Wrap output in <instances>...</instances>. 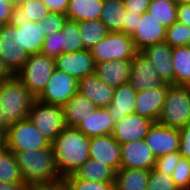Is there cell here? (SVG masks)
I'll use <instances>...</instances> for the list:
<instances>
[{
	"mask_svg": "<svg viewBox=\"0 0 190 190\" xmlns=\"http://www.w3.org/2000/svg\"><path fill=\"white\" fill-rule=\"evenodd\" d=\"M90 138L75 127H65L51 142L62 178L74 174L89 158Z\"/></svg>",
	"mask_w": 190,
	"mask_h": 190,
	"instance_id": "obj_1",
	"label": "cell"
},
{
	"mask_svg": "<svg viewBox=\"0 0 190 190\" xmlns=\"http://www.w3.org/2000/svg\"><path fill=\"white\" fill-rule=\"evenodd\" d=\"M13 153L24 183H50L63 179L57 169L52 146Z\"/></svg>",
	"mask_w": 190,
	"mask_h": 190,
	"instance_id": "obj_2",
	"label": "cell"
},
{
	"mask_svg": "<svg viewBox=\"0 0 190 190\" xmlns=\"http://www.w3.org/2000/svg\"><path fill=\"white\" fill-rule=\"evenodd\" d=\"M35 99L16 75L0 83L2 116L8 125L28 118Z\"/></svg>",
	"mask_w": 190,
	"mask_h": 190,
	"instance_id": "obj_3",
	"label": "cell"
},
{
	"mask_svg": "<svg viewBox=\"0 0 190 190\" xmlns=\"http://www.w3.org/2000/svg\"><path fill=\"white\" fill-rule=\"evenodd\" d=\"M190 122V86L170 85L156 123L182 128Z\"/></svg>",
	"mask_w": 190,
	"mask_h": 190,
	"instance_id": "obj_4",
	"label": "cell"
},
{
	"mask_svg": "<svg viewBox=\"0 0 190 190\" xmlns=\"http://www.w3.org/2000/svg\"><path fill=\"white\" fill-rule=\"evenodd\" d=\"M55 68V58L41 53L31 54L16 76L37 98L49 82Z\"/></svg>",
	"mask_w": 190,
	"mask_h": 190,
	"instance_id": "obj_5",
	"label": "cell"
},
{
	"mask_svg": "<svg viewBox=\"0 0 190 190\" xmlns=\"http://www.w3.org/2000/svg\"><path fill=\"white\" fill-rule=\"evenodd\" d=\"M95 64L111 60H132L137 53L131 35L109 32L90 49Z\"/></svg>",
	"mask_w": 190,
	"mask_h": 190,
	"instance_id": "obj_6",
	"label": "cell"
},
{
	"mask_svg": "<svg viewBox=\"0 0 190 190\" xmlns=\"http://www.w3.org/2000/svg\"><path fill=\"white\" fill-rule=\"evenodd\" d=\"M50 146L51 142L39 132L29 118L14 122L8 126L6 149L11 152L39 150Z\"/></svg>",
	"mask_w": 190,
	"mask_h": 190,
	"instance_id": "obj_7",
	"label": "cell"
},
{
	"mask_svg": "<svg viewBox=\"0 0 190 190\" xmlns=\"http://www.w3.org/2000/svg\"><path fill=\"white\" fill-rule=\"evenodd\" d=\"M79 22L66 19L62 30L46 36L41 54L56 58L62 53L85 50L80 36Z\"/></svg>",
	"mask_w": 190,
	"mask_h": 190,
	"instance_id": "obj_8",
	"label": "cell"
},
{
	"mask_svg": "<svg viewBox=\"0 0 190 190\" xmlns=\"http://www.w3.org/2000/svg\"><path fill=\"white\" fill-rule=\"evenodd\" d=\"M28 118L50 142L66 127L62 106L46 104L37 99L31 106Z\"/></svg>",
	"mask_w": 190,
	"mask_h": 190,
	"instance_id": "obj_9",
	"label": "cell"
},
{
	"mask_svg": "<svg viewBox=\"0 0 190 190\" xmlns=\"http://www.w3.org/2000/svg\"><path fill=\"white\" fill-rule=\"evenodd\" d=\"M17 28L11 22L0 27V58L12 75H16L25 64L29 53L17 43Z\"/></svg>",
	"mask_w": 190,
	"mask_h": 190,
	"instance_id": "obj_10",
	"label": "cell"
},
{
	"mask_svg": "<svg viewBox=\"0 0 190 190\" xmlns=\"http://www.w3.org/2000/svg\"><path fill=\"white\" fill-rule=\"evenodd\" d=\"M77 91L78 81L55 68L49 82L36 99L46 104L63 107Z\"/></svg>",
	"mask_w": 190,
	"mask_h": 190,
	"instance_id": "obj_11",
	"label": "cell"
},
{
	"mask_svg": "<svg viewBox=\"0 0 190 190\" xmlns=\"http://www.w3.org/2000/svg\"><path fill=\"white\" fill-rule=\"evenodd\" d=\"M181 133L178 128H172L158 123H153L145 136V142L151 149L153 155H166L179 151Z\"/></svg>",
	"mask_w": 190,
	"mask_h": 190,
	"instance_id": "obj_12",
	"label": "cell"
},
{
	"mask_svg": "<svg viewBox=\"0 0 190 190\" xmlns=\"http://www.w3.org/2000/svg\"><path fill=\"white\" fill-rule=\"evenodd\" d=\"M128 83L137 92L160 88L165 84L142 52H137L131 60V73Z\"/></svg>",
	"mask_w": 190,
	"mask_h": 190,
	"instance_id": "obj_13",
	"label": "cell"
},
{
	"mask_svg": "<svg viewBox=\"0 0 190 190\" xmlns=\"http://www.w3.org/2000/svg\"><path fill=\"white\" fill-rule=\"evenodd\" d=\"M56 69L63 71L77 81L95 73L96 64L90 50L62 53L55 58Z\"/></svg>",
	"mask_w": 190,
	"mask_h": 190,
	"instance_id": "obj_14",
	"label": "cell"
},
{
	"mask_svg": "<svg viewBox=\"0 0 190 190\" xmlns=\"http://www.w3.org/2000/svg\"><path fill=\"white\" fill-rule=\"evenodd\" d=\"M89 156L117 172L121 165V144L112 134L91 137Z\"/></svg>",
	"mask_w": 190,
	"mask_h": 190,
	"instance_id": "obj_15",
	"label": "cell"
},
{
	"mask_svg": "<svg viewBox=\"0 0 190 190\" xmlns=\"http://www.w3.org/2000/svg\"><path fill=\"white\" fill-rule=\"evenodd\" d=\"M156 157L145 140H134L121 144L120 168L151 170L154 168Z\"/></svg>",
	"mask_w": 190,
	"mask_h": 190,
	"instance_id": "obj_16",
	"label": "cell"
},
{
	"mask_svg": "<svg viewBox=\"0 0 190 190\" xmlns=\"http://www.w3.org/2000/svg\"><path fill=\"white\" fill-rule=\"evenodd\" d=\"M165 37L166 27L150 17L148 12L141 15L137 28L131 35L137 52H141L148 46L165 42Z\"/></svg>",
	"mask_w": 190,
	"mask_h": 190,
	"instance_id": "obj_17",
	"label": "cell"
},
{
	"mask_svg": "<svg viewBox=\"0 0 190 190\" xmlns=\"http://www.w3.org/2000/svg\"><path fill=\"white\" fill-rule=\"evenodd\" d=\"M13 23L17 28V44L31 54L41 53L44 40L46 38L45 30L42 27V21L31 22L24 19H14Z\"/></svg>",
	"mask_w": 190,
	"mask_h": 190,
	"instance_id": "obj_18",
	"label": "cell"
},
{
	"mask_svg": "<svg viewBox=\"0 0 190 190\" xmlns=\"http://www.w3.org/2000/svg\"><path fill=\"white\" fill-rule=\"evenodd\" d=\"M173 48L166 42L148 46L141 52L154 66L160 79L169 85H175V73L171 62Z\"/></svg>",
	"mask_w": 190,
	"mask_h": 190,
	"instance_id": "obj_19",
	"label": "cell"
},
{
	"mask_svg": "<svg viewBox=\"0 0 190 190\" xmlns=\"http://www.w3.org/2000/svg\"><path fill=\"white\" fill-rule=\"evenodd\" d=\"M154 122L135 113L126 115L120 122L115 123L113 137L124 144L134 140L145 139L149 128Z\"/></svg>",
	"mask_w": 190,
	"mask_h": 190,
	"instance_id": "obj_20",
	"label": "cell"
},
{
	"mask_svg": "<svg viewBox=\"0 0 190 190\" xmlns=\"http://www.w3.org/2000/svg\"><path fill=\"white\" fill-rule=\"evenodd\" d=\"M169 86V84H164L160 88L139 91L135 99L134 113L155 123L163 107Z\"/></svg>",
	"mask_w": 190,
	"mask_h": 190,
	"instance_id": "obj_21",
	"label": "cell"
},
{
	"mask_svg": "<svg viewBox=\"0 0 190 190\" xmlns=\"http://www.w3.org/2000/svg\"><path fill=\"white\" fill-rule=\"evenodd\" d=\"M78 92L85 95L95 106L108 107L115 88L107 85L94 73L78 81Z\"/></svg>",
	"mask_w": 190,
	"mask_h": 190,
	"instance_id": "obj_22",
	"label": "cell"
},
{
	"mask_svg": "<svg viewBox=\"0 0 190 190\" xmlns=\"http://www.w3.org/2000/svg\"><path fill=\"white\" fill-rule=\"evenodd\" d=\"M115 123L107 107H97L76 127L85 136L91 138L113 134Z\"/></svg>",
	"mask_w": 190,
	"mask_h": 190,
	"instance_id": "obj_23",
	"label": "cell"
},
{
	"mask_svg": "<svg viewBox=\"0 0 190 190\" xmlns=\"http://www.w3.org/2000/svg\"><path fill=\"white\" fill-rule=\"evenodd\" d=\"M131 60H111L96 64L95 74L113 88L129 81Z\"/></svg>",
	"mask_w": 190,
	"mask_h": 190,
	"instance_id": "obj_24",
	"label": "cell"
},
{
	"mask_svg": "<svg viewBox=\"0 0 190 190\" xmlns=\"http://www.w3.org/2000/svg\"><path fill=\"white\" fill-rule=\"evenodd\" d=\"M137 91L127 82L115 88L111 104L107 107L114 123L135 112Z\"/></svg>",
	"mask_w": 190,
	"mask_h": 190,
	"instance_id": "obj_25",
	"label": "cell"
},
{
	"mask_svg": "<svg viewBox=\"0 0 190 190\" xmlns=\"http://www.w3.org/2000/svg\"><path fill=\"white\" fill-rule=\"evenodd\" d=\"M97 108L85 95L76 92L63 106L66 127L78 124Z\"/></svg>",
	"mask_w": 190,
	"mask_h": 190,
	"instance_id": "obj_26",
	"label": "cell"
},
{
	"mask_svg": "<svg viewBox=\"0 0 190 190\" xmlns=\"http://www.w3.org/2000/svg\"><path fill=\"white\" fill-rule=\"evenodd\" d=\"M103 0H69L65 13L67 19L77 22L101 18Z\"/></svg>",
	"mask_w": 190,
	"mask_h": 190,
	"instance_id": "obj_27",
	"label": "cell"
},
{
	"mask_svg": "<svg viewBox=\"0 0 190 190\" xmlns=\"http://www.w3.org/2000/svg\"><path fill=\"white\" fill-rule=\"evenodd\" d=\"M149 170L120 168L115 172V190H147Z\"/></svg>",
	"mask_w": 190,
	"mask_h": 190,
	"instance_id": "obj_28",
	"label": "cell"
},
{
	"mask_svg": "<svg viewBox=\"0 0 190 190\" xmlns=\"http://www.w3.org/2000/svg\"><path fill=\"white\" fill-rule=\"evenodd\" d=\"M125 11L123 0H103L100 20L108 32H123Z\"/></svg>",
	"mask_w": 190,
	"mask_h": 190,
	"instance_id": "obj_29",
	"label": "cell"
},
{
	"mask_svg": "<svg viewBox=\"0 0 190 190\" xmlns=\"http://www.w3.org/2000/svg\"><path fill=\"white\" fill-rule=\"evenodd\" d=\"M77 178L96 181L114 182L115 171L97 160L89 158L78 170L74 172Z\"/></svg>",
	"mask_w": 190,
	"mask_h": 190,
	"instance_id": "obj_30",
	"label": "cell"
},
{
	"mask_svg": "<svg viewBox=\"0 0 190 190\" xmlns=\"http://www.w3.org/2000/svg\"><path fill=\"white\" fill-rule=\"evenodd\" d=\"M171 62L175 73V85L190 86V47H174Z\"/></svg>",
	"mask_w": 190,
	"mask_h": 190,
	"instance_id": "obj_31",
	"label": "cell"
},
{
	"mask_svg": "<svg viewBox=\"0 0 190 190\" xmlns=\"http://www.w3.org/2000/svg\"><path fill=\"white\" fill-rule=\"evenodd\" d=\"M147 12L166 28L177 22V5L173 0H151Z\"/></svg>",
	"mask_w": 190,
	"mask_h": 190,
	"instance_id": "obj_32",
	"label": "cell"
},
{
	"mask_svg": "<svg viewBox=\"0 0 190 190\" xmlns=\"http://www.w3.org/2000/svg\"><path fill=\"white\" fill-rule=\"evenodd\" d=\"M79 29L86 50H90L109 33L100 19L79 22Z\"/></svg>",
	"mask_w": 190,
	"mask_h": 190,
	"instance_id": "obj_33",
	"label": "cell"
},
{
	"mask_svg": "<svg viewBox=\"0 0 190 190\" xmlns=\"http://www.w3.org/2000/svg\"><path fill=\"white\" fill-rule=\"evenodd\" d=\"M0 182L24 183L14 153L8 149L0 154Z\"/></svg>",
	"mask_w": 190,
	"mask_h": 190,
	"instance_id": "obj_34",
	"label": "cell"
},
{
	"mask_svg": "<svg viewBox=\"0 0 190 190\" xmlns=\"http://www.w3.org/2000/svg\"><path fill=\"white\" fill-rule=\"evenodd\" d=\"M48 13V8L41 0H25L16 7L15 19L39 22Z\"/></svg>",
	"mask_w": 190,
	"mask_h": 190,
	"instance_id": "obj_35",
	"label": "cell"
},
{
	"mask_svg": "<svg viewBox=\"0 0 190 190\" xmlns=\"http://www.w3.org/2000/svg\"><path fill=\"white\" fill-rule=\"evenodd\" d=\"M190 39V28L180 22H174L166 28L165 42L172 48L177 46H186Z\"/></svg>",
	"mask_w": 190,
	"mask_h": 190,
	"instance_id": "obj_36",
	"label": "cell"
},
{
	"mask_svg": "<svg viewBox=\"0 0 190 190\" xmlns=\"http://www.w3.org/2000/svg\"><path fill=\"white\" fill-rule=\"evenodd\" d=\"M63 180L72 190H115L114 182H96L77 178L74 174L68 175Z\"/></svg>",
	"mask_w": 190,
	"mask_h": 190,
	"instance_id": "obj_37",
	"label": "cell"
},
{
	"mask_svg": "<svg viewBox=\"0 0 190 190\" xmlns=\"http://www.w3.org/2000/svg\"><path fill=\"white\" fill-rule=\"evenodd\" d=\"M147 190H179L171 175L152 168L149 171Z\"/></svg>",
	"mask_w": 190,
	"mask_h": 190,
	"instance_id": "obj_38",
	"label": "cell"
},
{
	"mask_svg": "<svg viewBox=\"0 0 190 190\" xmlns=\"http://www.w3.org/2000/svg\"><path fill=\"white\" fill-rule=\"evenodd\" d=\"M171 176L179 190H190V160L181 157Z\"/></svg>",
	"mask_w": 190,
	"mask_h": 190,
	"instance_id": "obj_39",
	"label": "cell"
},
{
	"mask_svg": "<svg viewBox=\"0 0 190 190\" xmlns=\"http://www.w3.org/2000/svg\"><path fill=\"white\" fill-rule=\"evenodd\" d=\"M66 19L67 16L64 13L49 11V13L41 19L45 35L50 36L62 30Z\"/></svg>",
	"mask_w": 190,
	"mask_h": 190,
	"instance_id": "obj_40",
	"label": "cell"
},
{
	"mask_svg": "<svg viewBox=\"0 0 190 190\" xmlns=\"http://www.w3.org/2000/svg\"><path fill=\"white\" fill-rule=\"evenodd\" d=\"M182 155L179 151L171 152L166 155L156 158L154 168L158 171H162L168 175H172L173 169L176 168Z\"/></svg>",
	"mask_w": 190,
	"mask_h": 190,
	"instance_id": "obj_41",
	"label": "cell"
},
{
	"mask_svg": "<svg viewBox=\"0 0 190 190\" xmlns=\"http://www.w3.org/2000/svg\"><path fill=\"white\" fill-rule=\"evenodd\" d=\"M16 7L11 0H0V27L13 22Z\"/></svg>",
	"mask_w": 190,
	"mask_h": 190,
	"instance_id": "obj_42",
	"label": "cell"
},
{
	"mask_svg": "<svg viewBox=\"0 0 190 190\" xmlns=\"http://www.w3.org/2000/svg\"><path fill=\"white\" fill-rule=\"evenodd\" d=\"M179 130L181 133L179 153L190 160V122Z\"/></svg>",
	"mask_w": 190,
	"mask_h": 190,
	"instance_id": "obj_43",
	"label": "cell"
},
{
	"mask_svg": "<svg viewBox=\"0 0 190 190\" xmlns=\"http://www.w3.org/2000/svg\"><path fill=\"white\" fill-rule=\"evenodd\" d=\"M142 14L126 10L124 13L123 32L132 35L137 28V23L141 19Z\"/></svg>",
	"mask_w": 190,
	"mask_h": 190,
	"instance_id": "obj_44",
	"label": "cell"
},
{
	"mask_svg": "<svg viewBox=\"0 0 190 190\" xmlns=\"http://www.w3.org/2000/svg\"><path fill=\"white\" fill-rule=\"evenodd\" d=\"M125 10L138 14L146 13L151 0H123Z\"/></svg>",
	"mask_w": 190,
	"mask_h": 190,
	"instance_id": "obj_45",
	"label": "cell"
},
{
	"mask_svg": "<svg viewBox=\"0 0 190 190\" xmlns=\"http://www.w3.org/2000/svg\"><path fill=\"white\" fill-rule=\"evenodd\" d=\"M52 12L66 13L69 0H41Z\"/></svg>",
	"mask_w": 190,
	"mask_h": 190,
	"instance_id": "obj_46",
	"label": "cell"
},
{
	"mask_svg": "<svg viewBox=\"0 0 190 190\" xmlns=\"http://www.w3.org/2000/svg\"><path fill=\"white\" fill-rule=\"evenodd\" d=\"M177 21L190 28V3L177 5Z\"/></svg>",
	"mask_w": 190,
	"mask_h": 190,
	"instance_id": "obj_47",
	"label": "cell"
},
{
	"mask_svg": "<svg viewBox=\"0 0 190 190\" xmlns=\"http://www.w3.org/2000/svg\"><path fill=\"white\" fill-rule=\"evenodd\" d=\"M27 190H55V181L50 183L27 184Z\"/></svg>",
	"mask_w": 190,
	"mask_h": 190,
	"instance_id": "obj_48",
	"label": "cell"
},
{
	"mask_svg": "<svg viewBox=\"0 0 190 190\" xmlns=\"http://www.w3.org/2000/svg\"><path fill=\"white\" fill-rule=\"evenodd\" d=\"M0 190H27V184L0 182Z\"/></svg>",
	"mask_w": 190,
	"mask_h": 190,
	"instance_id": "obj_49",
	"label": "cell"
},
{
	"mask_svg": "<svg viewBox=\"0 0 190 190\" xmlns=\"http://www.w3.org/2000/svg\"><path fill=\"white\" fill-rule=\"evenodd\" d=\"M13 75L6 68L4 61L0 58V83L10 79Z\"/></svg>",
	"mask_w": 190,
	"mask_h": 190,
	"instance_id": "obj_50",
	"label": "cell"
},
{
	"mask_svg": "<svg viewBox=\"0 0 190 190\" xmlns=\"http://www.w3.org/2000/svg\"><path fill=\"white\" fill-rule=\"evenodd\" d=\"M55 190H72V188L62 179L55 181Z\"/></svg>",
	"mask_w": 190,
	"mask_h": 190,
	"instance_id": "obj_51",
	"label": "cell"
},
{
	"mask_svg": "<svg viewBox=\"0 0 190 190\" xmlns=\"http://www.w3.org/2000/svg\"><path fill=\"white\" fill-rule=\"evenodd\" d=\"M0 147H6V131L0 129Z\"/></svg>",
	"mask_w": 190,
	"mask_h": 190,
	"instance_id": "obj_52",
	"label": "cell"
},
{
	"mask_svg": "<svg viewBox=\"0 0 190 190\" xmlns=\"http://www.w3.org/2000/svg\"><path fill=\"white\" fill-rule=\"evenodd\" d=\"M8 126L9 125L3 119L2 108H1V104H0V129H4L5 131H7Z\"/></svg>",
	"mask_w": 190,
	"mask_h": 190,
	"instance_id": "obj_53",
	"label": "cell"
},
{
	"mask_svg": "<svg viewBox=\"0 0 190 190\" xmlns=\"http://www.w3.org/2000/svg\"><path fill=\"white\" fill-rule=\"evenodd\" d=\"M25 0H11L12 4L17 7L19 4L23 3Z\"/></svg>",
	"mask_w": 190,
	"mask_h": 190,
	"instance_id": "obj_54",
	"label": "cell"
},
{
	"mask_svg": "<svg viewBox=\"0 0 190 190\" xmlns=\"http://www.w3.org/2000/svg\"><path fill=\"white\" fill-rule=\"evenodd\" d=\"M173 2L178 5L182 3H190V0H173Z\"/></svg>",
	"mask_w": 190,
	"mask_h": 190,
	"instance_id": "obj_55",
	"label": "cell"
},
{
	"mask_svg": "<svg viewBox=\"0 0 190 190\" xmlns=\"http://www.w3.org/2000/svg\"><path fill=\"white\" fill-rule=\"evenodd\" d=\"M6 149V147H0V154Z\"/></svg>",
	"mask_w": 190,
	"mask_h": 190,
	"instance_id": "obj_56",
	"label": "cell"
},
{
	"mask_svg": "<svg viewBox=\"0 0 190 190\" xmlns=\"http://www.w3.org/2000/svg\"><path fill=\"white\" fill-rule=\"evenodd\" d=\"M187 46H189V47H190V39H189V41H188V43H187Z\"/></svg>",
	"mask_w": 190,
	"mask_h": 190,
	"instance_id": "obj_57",
	"label": "cell"
}]
</instances>
